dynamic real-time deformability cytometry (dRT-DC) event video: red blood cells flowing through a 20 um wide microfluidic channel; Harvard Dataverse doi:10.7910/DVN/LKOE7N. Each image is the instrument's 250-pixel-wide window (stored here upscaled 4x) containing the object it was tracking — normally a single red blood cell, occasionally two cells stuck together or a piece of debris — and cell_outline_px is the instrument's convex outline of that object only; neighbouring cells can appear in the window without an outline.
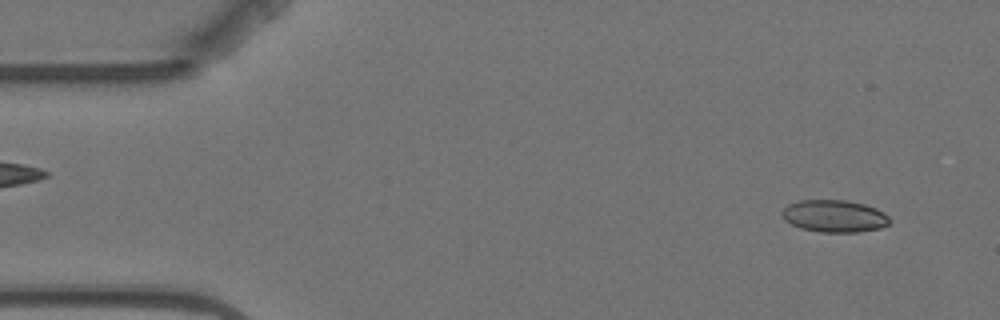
{"species": "Egyptian fruit bat (a non-hibernating species)", "species_latin": "Rousettus aegyptiacus", "temperature_condition": "warm", "stored_images_in_passage": 5, "camera_frame_rate_fps": 3000, "um_per_image_px": 0.085, "animal": {"sex": "female"}, "frame": {"image": 1, "passage_image": 5, "time_ms": 5.333, "image_size_px": [1000, 320], "cell_outline_px": [[892, 220], [888, 224], [880, 228], [856, 232], [820, 232], [800, 228], [784, 220], [780, 212], [788, 204], [800, 200], [844, 200], [864, 204], [876, 208], [884, 212]], "centroid_in_image_um": [70.91, 18.36], "position_along_channel_um": 14.1, "area_um2": 20.29}}